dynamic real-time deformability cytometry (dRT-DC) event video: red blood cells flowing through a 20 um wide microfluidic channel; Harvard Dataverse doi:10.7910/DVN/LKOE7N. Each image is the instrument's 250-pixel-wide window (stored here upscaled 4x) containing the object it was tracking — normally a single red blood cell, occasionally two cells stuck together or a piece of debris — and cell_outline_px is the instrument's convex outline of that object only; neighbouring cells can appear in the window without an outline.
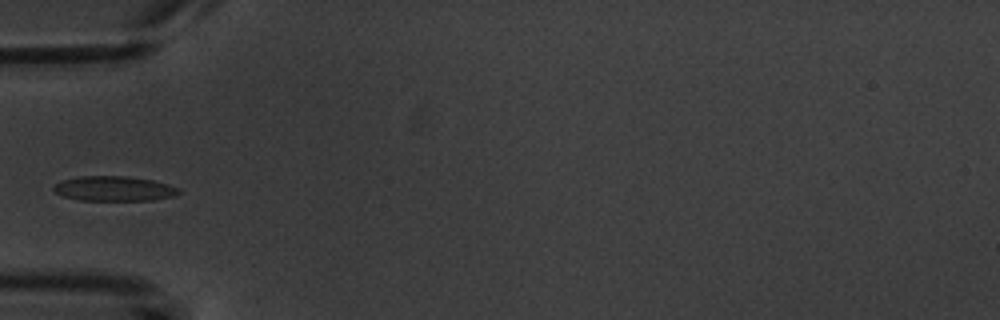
{"species": "common noctule bat (a hibernating species)", "species_latin": "Nyctalus noctula", "temperature_condition": "warm", "stored_images_in_passage": 3, "camera_frame_rate_fps": 3000, "um_per_image_px": 0.085, "animal": {"sex": "male", "body_mass_g": 20.1, "forearm_length_mm": 53.5}, "frame": {"image": 1, "passage_image": 3, "time_ms": 3.0, "image_size_px": [1000, 320], "cell_outline_px": [[180, 192], [172, 196], [152, 200], [80, 200], [64, 196], [56, 192], [52, 188], [56, 184], [64, 180], [80, 176], [128, 176], [152, 180], [168, 184], [180, 188]], "centroid_in_image_um": [9.72, 16.03], "position_along_channel_um": 75.3, "area_um2": 17.92}}